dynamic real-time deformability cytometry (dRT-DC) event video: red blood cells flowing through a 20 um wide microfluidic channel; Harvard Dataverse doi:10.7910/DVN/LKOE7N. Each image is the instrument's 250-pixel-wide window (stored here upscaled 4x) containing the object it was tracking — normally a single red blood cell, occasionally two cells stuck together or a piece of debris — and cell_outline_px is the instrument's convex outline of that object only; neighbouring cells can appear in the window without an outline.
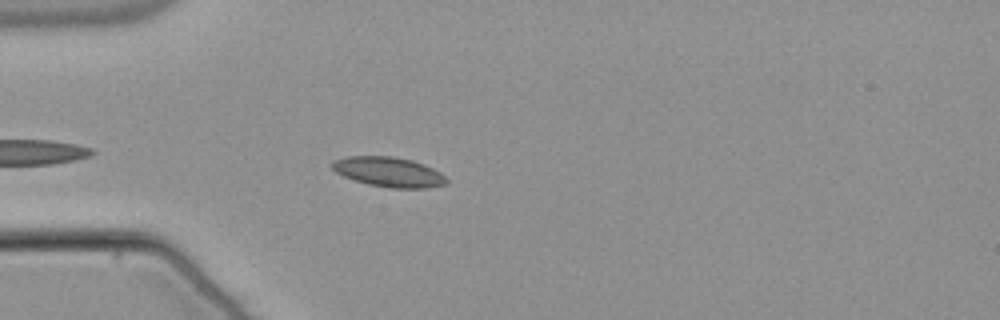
{"species": "common noctule bat (a hibernating species)", "species_latin": "Nyctalus noctula", "temperature_condition": "warm", "stored_images_in_passage": 37, "camera_frame_rate_fps": 3000, "um_per_image_px": 0.085, "animal": {"sex": "male", "body_mass_g": 21.5, "forearm_length_mm": 52.0}, "frame": {"image": 1, "passage_image": 5, "time_ms": 1.333, "image_size_px": [1000, 320], "cell_outline_px": [[448, 184], [428, 188], [388, 188], [368, 184], [344, 176], [336, 172], [328, 164], [336, 160], [348, 156], [392, 156], [412, 160], [424, 164], [440, 172], [448, 180]], "centroid_in_image_um": [33.06, 14.62], "position_along_channel_um": 51.9, "area_um2": 19.94}}
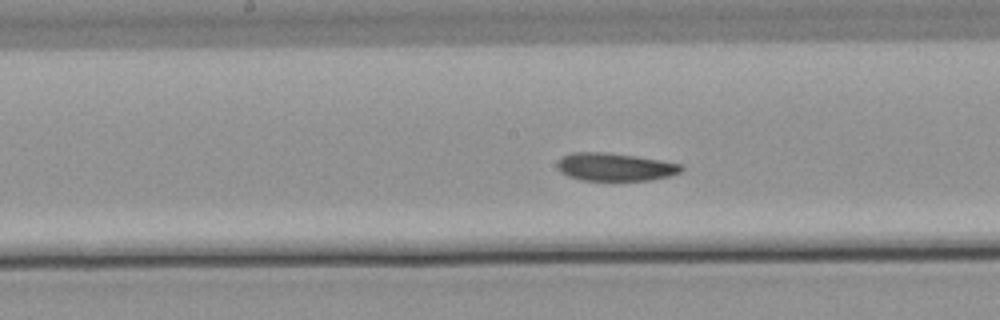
{"frame": {"image": 2, "passage_image": 14, "time_ms": 4.333, "image_size_px": [1000, 320], "cell_outline_px": [[684, 168], [680, 172], [672, 176], [648, 180], [580, 180], [568, 176], [560, 172], [556, 164], [564, 156], [572, 152], [604, 152], [636, 156], [660, 160], [680, 164]], "centroid_in_image_um": [52.28, 14.19], "position_along_channel_um": 195.9, "area_um2": 20.11}}
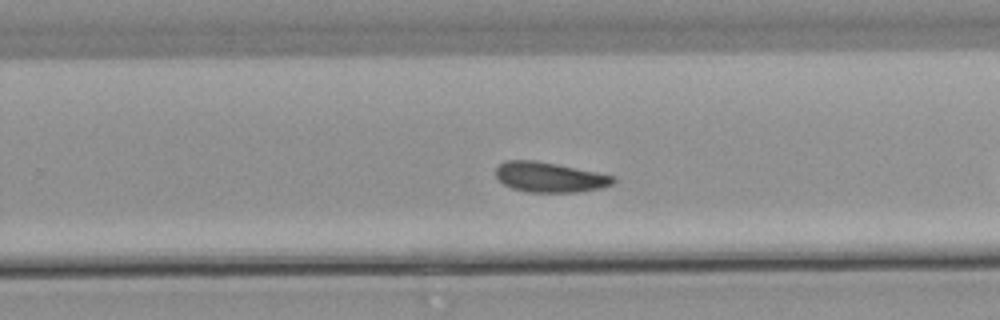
{"frame": {"image": 3, "passage_image": 21, "time_ms": 6.667, "image_size_px": [1000, 320], "cell_outline_px": [[616, 180], [612, 184], [600, 188], [576, 192], [528, 192], [512, 188], [504, 184], [496, 176], [496, 168], [504, 160], [532, 160], [556, 164], [616, 176]], "centroid_in_image_um": [46.72, 15.06], "position_along_channel_um": 283.1, "area_um2": 20.4}, "authors_computed_cell_mechanics": {"area_um2": 20.0566, "velocity_mm_per_s": 3.7488, "shape_relaxation_time_tau1_ms": null, "shape_relaxation_time_tau2_ms": 2.9417, "deformation_change_tau1": null, "deformation_change_tau2": 0.0771}}